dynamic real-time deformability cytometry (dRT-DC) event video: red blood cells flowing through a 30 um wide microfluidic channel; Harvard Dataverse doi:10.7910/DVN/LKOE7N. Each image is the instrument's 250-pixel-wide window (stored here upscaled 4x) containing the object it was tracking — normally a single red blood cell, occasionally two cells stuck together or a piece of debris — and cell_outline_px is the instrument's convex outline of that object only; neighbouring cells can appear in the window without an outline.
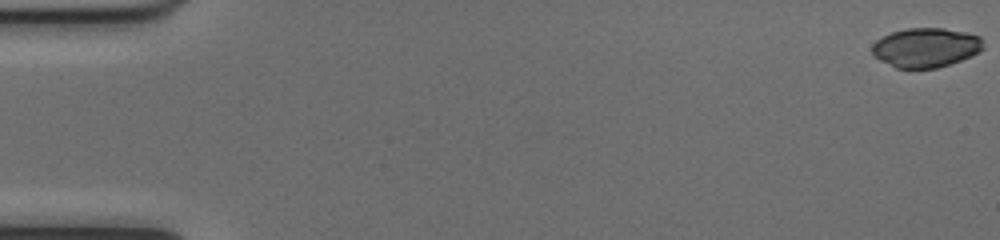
{"species": "common noctule bat (a hibernating species)", "species_latin": "Nyctalus noctula", "temperature_condition": "cold", "stored_images_in_passage": 9, "camera_frame_rate_fps": 3000, "um_per_image_px": 0.085, "animal": {"sex": "female", "body_mass_g": 17.0, "forearm_length_mm": 48.0}, "frame": {"image": 1, "passage_image": 1, "time_ms": 0.0, "image_size_px": [1000, 240], "cell_outline_px": [[984, 48], [980, 52], [972, 56], [936, 68], [896, 68], [880, 60], [872, 52], [872, 44], [876, 40], [892, 32], [908, 28], [944, 28], [964, 32], [980, 36]], "centroid_in_image_um": [78.71, 4.04], "position_along_channel_um": 6.3, "area_um2": 25.37}}